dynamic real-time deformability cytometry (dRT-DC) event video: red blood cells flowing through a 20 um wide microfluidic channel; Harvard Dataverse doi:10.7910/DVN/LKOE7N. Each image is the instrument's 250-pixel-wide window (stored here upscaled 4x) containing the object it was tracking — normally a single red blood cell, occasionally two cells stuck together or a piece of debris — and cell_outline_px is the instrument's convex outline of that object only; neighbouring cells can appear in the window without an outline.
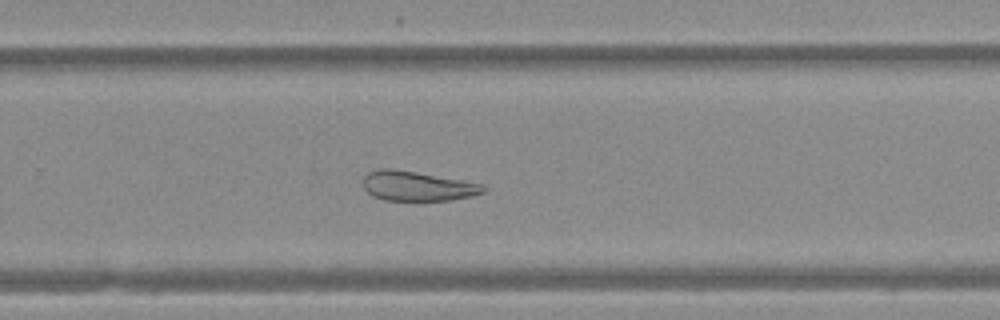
{"species": "Egyptian fruit bat (a non-hibernating species)", "species_latin": "Rousettus aegyptiacus", "temperature_condition": "warm", "stored_images_in_passage": 38, "camera_frame_rate_fps": 3000, "um_per_image_px": 0.085, "animal": {"sex": "female"}, "frame": {"image": 1, "passage_image": 27, "time_ms": 8.667, "image_size_px": [1000, 320], "cell_outline_px": [[488, 188], [484, 192], [472, 196], [452, 200], [384, 200], [372, 196], [364, 188], [364, 176], [368, 172], [380, 168], [388, 168], [416, 172], [484, 184]], "centroid_in_image_um": [35.49, 15.82], "position_along_channel_um": 294.3, "area_um2": 20.75}}